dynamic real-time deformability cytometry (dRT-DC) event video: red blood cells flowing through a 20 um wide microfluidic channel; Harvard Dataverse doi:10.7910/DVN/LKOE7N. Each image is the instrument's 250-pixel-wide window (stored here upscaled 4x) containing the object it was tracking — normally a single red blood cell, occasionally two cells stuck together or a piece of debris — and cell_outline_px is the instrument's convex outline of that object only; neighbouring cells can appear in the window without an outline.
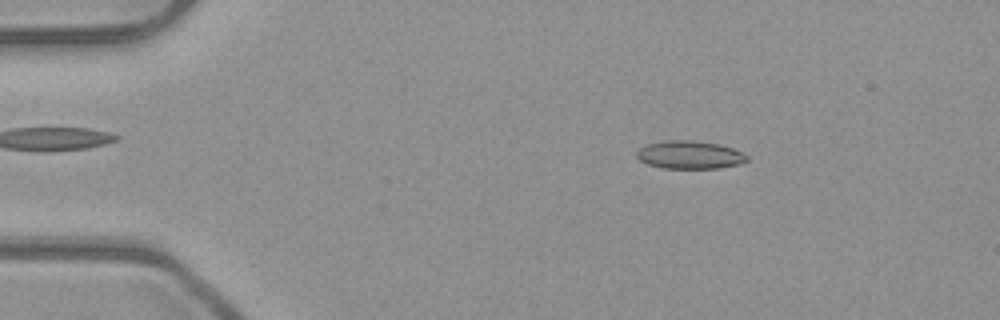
{"species": "common noctule bat (a hibernating species)", "species_latin": "Nyctalus noctula", "temperature_condition": "room temperature", "stored_images_in_passage": 4, "camera_frame_rate_fps": 3000, "um_per_image_px": 0.085, "animal": {"sex": "male", "body_mass_g": 23.1, "forearm_length_mm": 52.7}, "frame": {"image": 1, "passage_image": 2, "time_ms": 0.333, "image_size_px": [1000, 320], "cell_outline_px": [[748, 160], [740, 164], [720, 168], [664, 168], [648, 164], [640, 160], [636, 156], [636, 152], [640, 148], [648, 144], [664, 140], [692, 140], [720, 144], [732, 148], [748, 156]], "centroid_in_image_um": [58.63, 13.16], "position_along_channel_um": 26.4, "area_um2": 17.98}}